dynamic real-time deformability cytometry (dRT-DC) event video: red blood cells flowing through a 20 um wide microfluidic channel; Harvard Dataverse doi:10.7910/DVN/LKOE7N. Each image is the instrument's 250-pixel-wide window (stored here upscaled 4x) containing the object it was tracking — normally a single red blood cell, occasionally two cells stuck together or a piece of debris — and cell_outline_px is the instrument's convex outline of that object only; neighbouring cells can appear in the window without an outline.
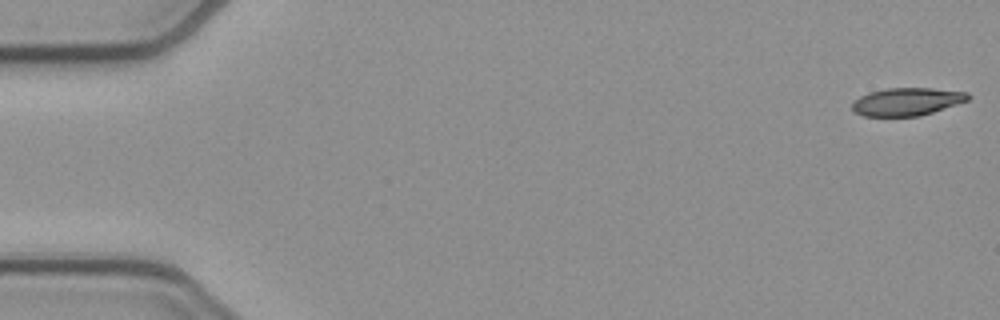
{"species": "common noctule bat (a hibernating species)", "species_latin": "Nyctalus noctula", "temperature_condition": "cold", "stored_images_in_passage": 53, "camera_frame_rate_fps": 3000, "um_per_image_px": 0.085, "animal": {"sex": "female", "body_mass_g": 21.9}, "frame": {"image": 1, "passage_image": 1, "time_ms": 0.0, "image_size_px": [1000, 320], "cell_outline_px": [[972, 96], [968, 100], [920, 116], [864, 116], [856, 112], [852, 108], [852, 100], [868, 92], [888, 88], [932, 88], [968, 92]], "centroid_in_image_um": [77.08, 8.63], "position_along_channel_um": 7.9, "area_um2": 18.79}}
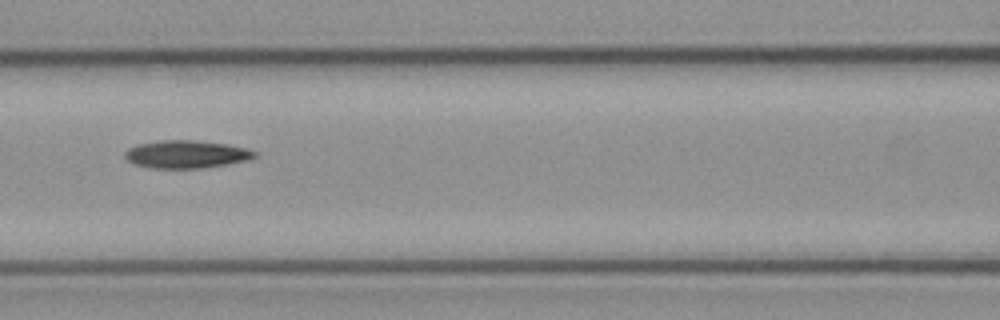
{"frame": {"image": 2, "passage_image": 23, "time_ms": 7.333, "image_size_px": [1000, 320], "cell_outline_px": [[256, 156], [248, 160], [200, 168], [148, 168], [136, 164], [128, 160], [124, 156], [124, 152], [128, 148], [140, 144], [160, 140], [192, 140], [228, 144], [248, 148], [256, 152]], "centroid_in_image_um": [15.83, 13.1], "position_along_channel_um": 150.8, "area_um2": 20.87}}
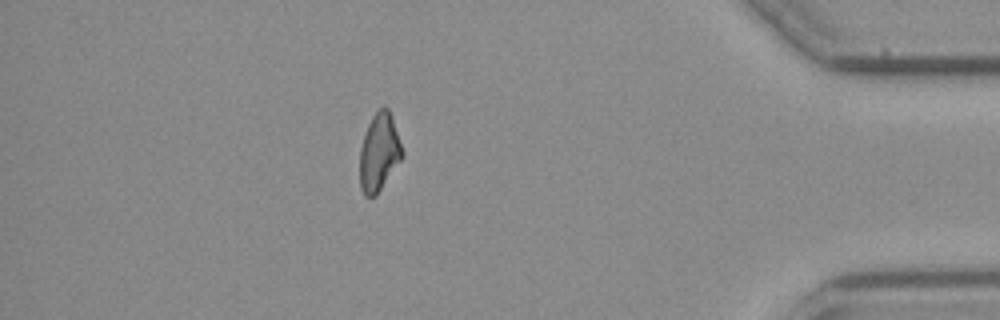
{"frame": {"image": 3, "passage_image": 46, "time_ms": 15.0, "image_size_px": [1000, 320], "cell_outline_px": [[404, 156], [376, 196], [364, 196], [360, 188], [360, 148], [368, 124], [372, 116], [384, 104], [388, 108], [392, 116], [404, 152]], "centroid_in_image_um": [32.24, 12.95], "position_along_channel_um": 403.0, "area_um2": 19.36}, "authors_computed_cell_mechanics": {"area_um2": 20.1144, "velocity_mm_per_s": 3.8938, "shape_relaxation_time_tau1_ms": 6.0645, "shape_relaxation_time_tau2_ms": null, "deformation_change_tau1": 0.1566, "deformation_change_tau2": null}}